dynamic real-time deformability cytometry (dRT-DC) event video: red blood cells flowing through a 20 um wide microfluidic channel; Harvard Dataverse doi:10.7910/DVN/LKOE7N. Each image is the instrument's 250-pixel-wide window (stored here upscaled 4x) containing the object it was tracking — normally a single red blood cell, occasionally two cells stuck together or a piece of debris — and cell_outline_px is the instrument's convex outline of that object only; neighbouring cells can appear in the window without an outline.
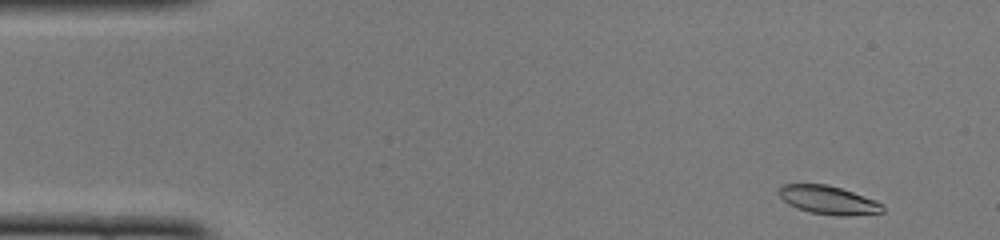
{"species": "common noctule bat (a hibernating species)", "species_latin": "Nyctalus noctula", "temperature_condition": "cold", "stored_images_in_passage": 46, "camera_frame_rate_fps": 3000, "um_per_image_px": 0.085, "animal": {"sex": "female", "body_mass_g": 22.0, "forearm_length_mm": 56.7}, "frame": {"image": 1, "passage_image": 1, "time_ms": 0.0, "image_size_px": [1000, 240], "cell_outline_px": [[884, 212], [852, 216], [836, 216], [808, 212], [796, 208], [788, 204], [780, 196], [780, 184], [828, 184], [876, 200], [884, 208]], "centroid_in_image_um": [70.41, 17.02], "position_along_channel_um": 14.6, "area_um2": 17.22}}
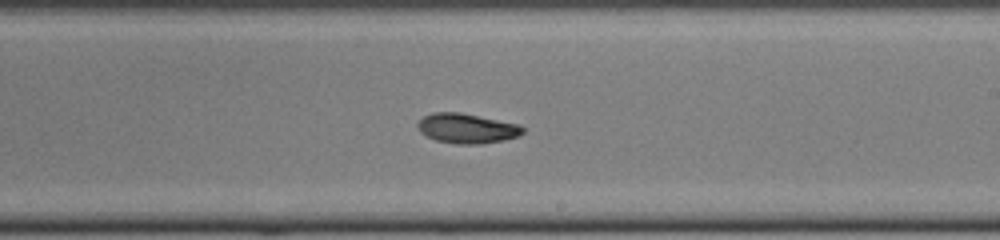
{"frame": {"image": 2, "passage_image": 26, "time_ms": 8.333, "image_size_px": [1000, 240], "cell_outline_px": [[524, 132], [520, 136], [504, 140], [484, 144], [456, 144], [436, 140], [420, 132], [416, 124], [424, 116], [432, 112], [460, 112], [520, 124], [524, 128]], "centroid_in_image_um": [39.71, 10.91], "position_along_channel_um": 249.3, "area_um2": 18.44}}
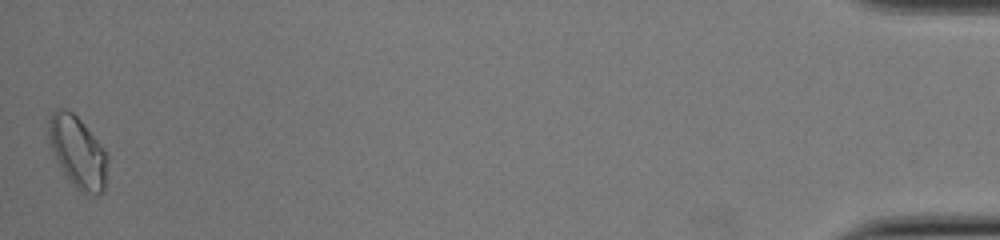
{"frame": {"image": 3, "passage_image": 46, "time_ms": 15.0, "image_size_px": [1000, 240], "cell_outline_px": [[108, 160], [104, 192], [96, 196], [84, 196], [72, 184], [64, 172], [52, 148], [48, 136], [48, 120], [52, 112], [56, 108], [64, 108], [72, 112], [80, 120], [104, 148], [108, 156]], "centroid_in_image_um": [6.64, 12.96], "position_along_channel_um": 428.6, "area_um2": 24.57}, "authors_computed_cell_mechanics": {"area_um2": 18.207, "velocity_mm_per_s": 4.0866, "shape_relaxation_time_tau1_ms": 4.3354, "shape_relaxation_time_tau2_ms": null, "deformation_change_tau1": 0.1612, "deformation_change_tau2": null}}